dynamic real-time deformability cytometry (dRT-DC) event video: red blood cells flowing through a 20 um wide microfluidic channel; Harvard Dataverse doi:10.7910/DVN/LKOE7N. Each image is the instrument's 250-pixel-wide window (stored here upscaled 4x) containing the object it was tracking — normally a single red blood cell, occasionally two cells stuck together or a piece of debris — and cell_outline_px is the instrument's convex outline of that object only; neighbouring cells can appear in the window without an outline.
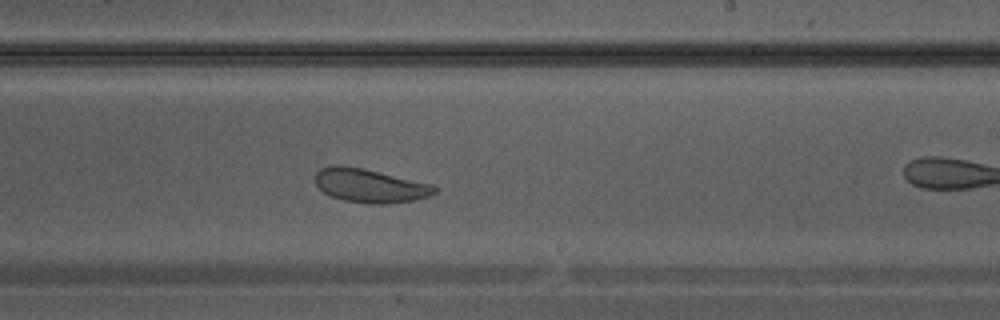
{"species": "Egyptian fruit bat (a non-hibernating species)", "species_latin": "Rousettus aegyptiacus", "temperature_condition": "warm", "stored_images_in_passage": 35, "camera_frame_rate_fps": 3000, "um_per_image_px": 0.085, "animal": {"sex": "male"}, "frame": {"image": 1, "passage_image": 20, "time_ms": 6.333, "image_size_px": [1000, 320], "cell_outline_px": [[436, 192], [428, 196], [416, 200], [388, 204], [368, 204], [344, 200], [332, 196], [324, 192], [316, 184], [316, 172], [320, 168], [336, 164], [364, 168], [432, 184], [436, 188]], "centroid_in_image_um": [31.45, 15.78], "position_along_channel_um": 257.6, "area_um2": 23.47}}